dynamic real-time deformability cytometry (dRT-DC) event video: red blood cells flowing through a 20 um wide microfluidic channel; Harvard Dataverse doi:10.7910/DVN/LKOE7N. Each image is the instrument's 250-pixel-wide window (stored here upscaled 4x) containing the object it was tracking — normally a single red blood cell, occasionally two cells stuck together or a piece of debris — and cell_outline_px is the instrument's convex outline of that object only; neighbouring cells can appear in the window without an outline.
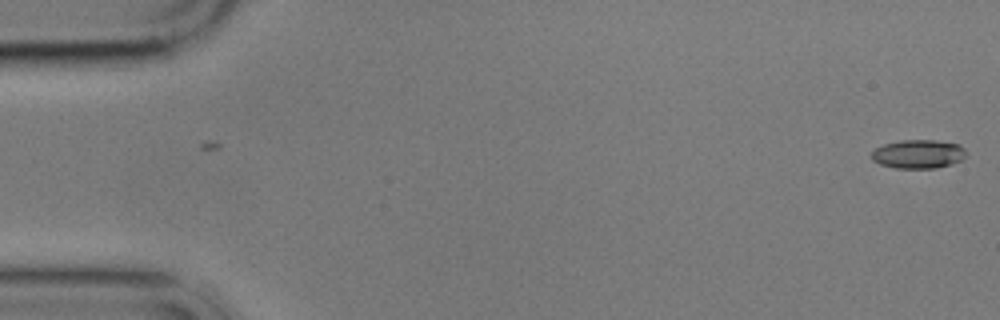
{"species": "common noctule bat (a hibernating species)", "species_latin": "Nyctalus noctula", "temperature_condition": "cold", "stored_images_in_passage": 7, "camera_frame_rate_fps": 3000, "um_per_image_px": 0.085, "animal": {"sex": "male", "body_mass_g": 17.9}, "frame": {"image": 1, "passage_image": 1, "time_ms": 0.0, "image_size_px": [1000, 320], "cell_outline_px": [[964, 156], [960, 160], [952, 164], [936, 168], [896, 168], [880, 164], [872, 160], [872, 152], [876, 148], [884, 144], [900, 140], [936, 140], [960, 144], [964, 148]], "centroid_in_image_um": [78.05, 13.09], "position_along_channel_um": 7.0, "area_um2": 15.78}}
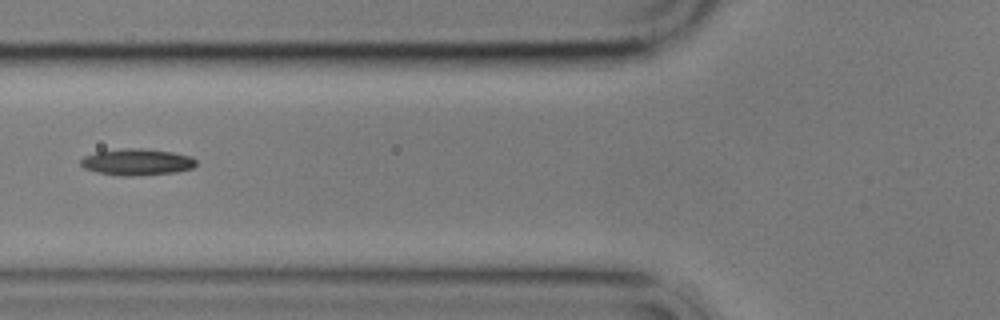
{"frame": {"image": 2, "passage_image": 7, "time_ms": 7.0, "image_size_px": [1000, 320], "cell_outline_px": [[196, 164], [192, 168], [176, 172], [132, 176], [120, 176], [96, 172], [84, 168], [80, 164], [80, 160], [84, 156], [96, 152], [124, 148], [140, 148], [172, 152], [192, 156], [196, 160]], "centroid_in_image_um": [11.63, 13.77], "position_along_channel_um": 114.2, "area_um2": 17.86}}